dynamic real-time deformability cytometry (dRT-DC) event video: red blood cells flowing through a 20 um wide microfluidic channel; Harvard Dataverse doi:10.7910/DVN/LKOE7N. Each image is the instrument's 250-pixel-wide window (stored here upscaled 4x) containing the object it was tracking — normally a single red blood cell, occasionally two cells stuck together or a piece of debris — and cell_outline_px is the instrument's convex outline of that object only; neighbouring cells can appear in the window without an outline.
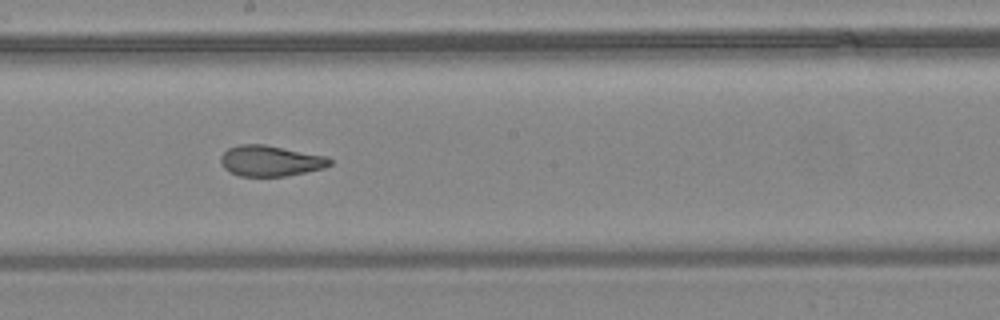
{"species": "common noctule bat (a hibernating species)", "species_latin": "Nyctalus noctula", "temperature_condition": "warm", "stored_images_in_passage": 9, "camera_frame_rate_fps": 3000, "um_per_image_px": 0.085, "animal": {"sex": "female", "body_mass_g": 24.6, "forearm_length_mm": 56.2}, "frame": {"image": 1, "passage_image": 9, "time_ms": 2.667, "image_size_px": [1000, 320], "cell_outline_px": [[332, 164], [324, 168], [284, 176], [240, 176], [224, 168], [220, 160], [220, 156], [228, 148], [240, 144], [264, 144], [328, 156], [332, 160]], "centroid_in_image_um": [23.0, 13.66], "position_along_channel_um": 225.2, "area_um2": 19.54}}